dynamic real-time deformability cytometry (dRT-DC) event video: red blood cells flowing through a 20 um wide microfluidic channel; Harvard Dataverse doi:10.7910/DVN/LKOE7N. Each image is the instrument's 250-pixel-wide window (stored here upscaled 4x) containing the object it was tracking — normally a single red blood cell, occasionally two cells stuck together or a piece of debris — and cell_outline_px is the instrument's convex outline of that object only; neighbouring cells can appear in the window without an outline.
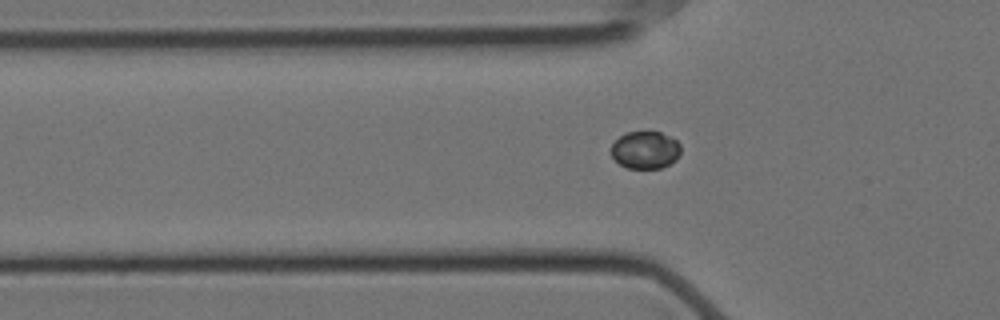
{"species": "Egyptian fruit bat (a non-hibernating species)", "species_latin": "Rousettus aegyptiacus", "temperature_condition": "cold", "stored_images_in_passage": 33, "camera_frame_rate_fps": 3000, "um_per_image_px": 0.085, "animal": {"sex": "female"}, "frame": {"image": 1, "passage_image": 6, "time_ms": 1.667, "image_size_px": [1000, 320], "cell_outline_px": [[680, 152], [676, 160], [660, 168], [628, 168], [620, 164], [612, 156], [612, 144], [620, 136], [628, 132], [660, 132], [672, 136], [680, 144]], "centroid_in_image_um": [54.87, 12.74], "position_along_channel_um": 70.9, "area_um2": 15.09}}
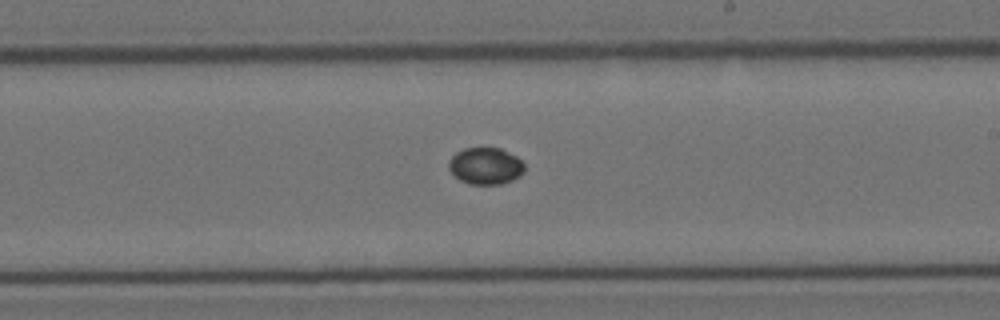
{"frame": {"image": 2, "passage_image": 21, "time_ms": 6.667, "image_size_px": [1000, 320], "cell_outline_px": [[524, 172], [520, 176], [512, 180], [500, 184], [468, 184], [460, 180], [448, 168], [448, 160], [456, 152], [464, 148], [500, 148], [516, 156], [524, 164]], "centroid_in_image_um": [41.26, 14.1], "position_along_channel_um": 247.7, "area_um2": 16.24}}
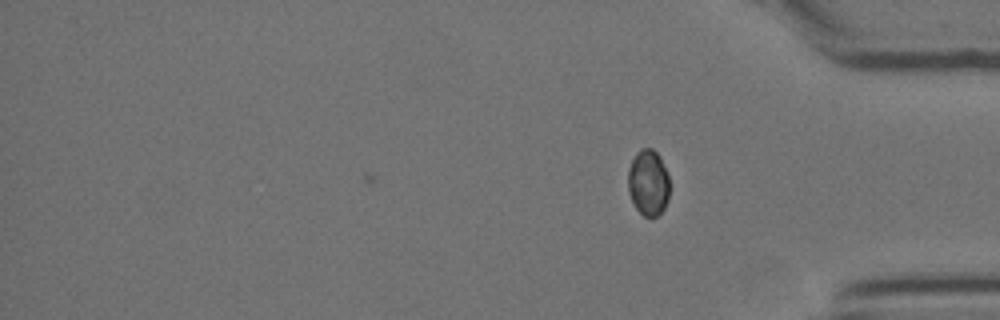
{"frame": {"image": 3, "passage_image": 33, "time_ms": 10.667, "image_size_px": [1000, 320], "cell_outline_px": [[668, 200], [664, 208], [652, 220], [644, 216], [636, 208], [628, 192], [628, 168], [636, 152], [640, 148], [652, 148], [660, 156], [668, 176]], "centroid_in_image_um": [55.09, 15.53], "position_along_channel_um": 380.1, "area_um2": 16.07}}